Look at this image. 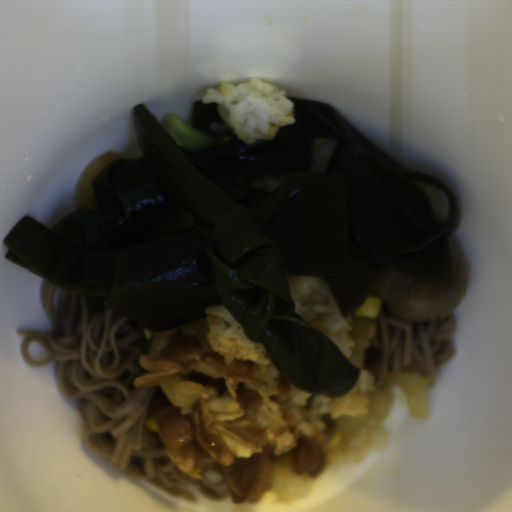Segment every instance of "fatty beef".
Masks as SVG:
<instances>
[{
    "label": "fatty beef",
    "instance_id": "2",
    "mask_svg": "<svg viewBox=\"0 0 512 512\" xmlns=\"http://www.w3.org/2000/svg\"><path fill=\"white\" fill-rule=\"evenodd\" d=\"M350 318L351 330L347 335L350 337L353 346L351 347V353L346 359L356 369L363 370L364 352L368 346V341L372 338L378 327L367 318L353 316V314L350 315Z\"/></svg>",
    "mask_w": 512,
    "mask_h": 512
},
{
    "label": "fatty beef",
    "instance_id": "1",
    "mask_svg": "<svg viewBox=\"0 0 512 512\" xmlns=\"http://www.w3.org/2000/svg\"><path fill=\"white\" fill-rule=\"evenodd\" d=\"M210 331L205 317L172 330L152 331L149 352L139 359L140 366L150 372L133 382L137 389L161 387L163 377L179 374L184 381L202 386L190 413H181L164 391L150 408L158 436L179 472L198 479L205 465L217 464L235 505L256 500L270 490L275 467H289L310 479L320 474L326 459L322 443L337 430L339 419L325 413L322 435H301L288 405L294 385L279 372L269 400L281 411L294 445L285 454L274 453L252 416L262 403L250 387L259 369L250 359L227 364L211 349Z\"/></svg>",
    "mask_w": 512,
    "mask_h": 512
}]
</instances>
